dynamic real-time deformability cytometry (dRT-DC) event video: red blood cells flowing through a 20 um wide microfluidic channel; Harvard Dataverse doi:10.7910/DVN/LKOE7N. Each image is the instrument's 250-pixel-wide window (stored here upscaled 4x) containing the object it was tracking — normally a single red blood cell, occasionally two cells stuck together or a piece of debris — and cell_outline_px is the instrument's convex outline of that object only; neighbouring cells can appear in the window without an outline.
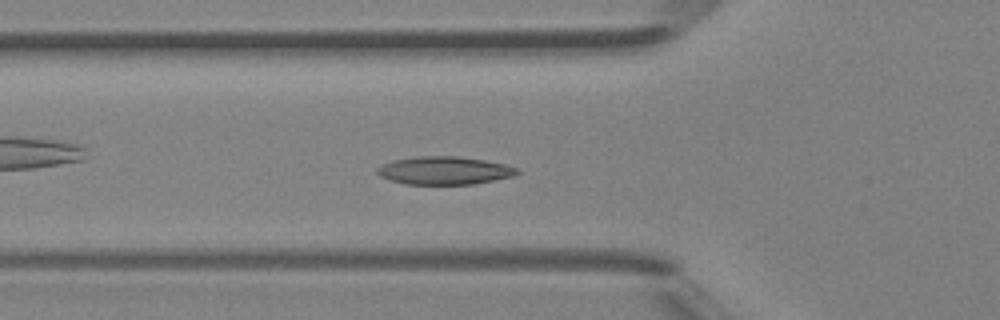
{"species": "Egyptian fruit bat (a non-hibernating species)", "species_latin": "Rousettus aegyptiacus", "temperature_condition": "room temperature", "stored_images_in_passage": 39, "camera_frame_rate_fps": 3000, "um_per_image_px": 0.085, "animal": {"sex": "female"}, "frame": {"image": 1, "passage_image": 16, "time_ms": 5.0, "image_size_px": [1000, 320], "cell_outline_px": [[520, 172], [512, 176], [472, 184], [404, 184], [380, 176], [376, 172], [376, 168], [380, 164], [396, 160], [416, 156], [456, 156], [484, 160], [504, 164], [520, 168]], "centroid_in_image_um": [37.76, 14.49], "position_along_channel_um": 88.0, "area_um2": 22.72}}
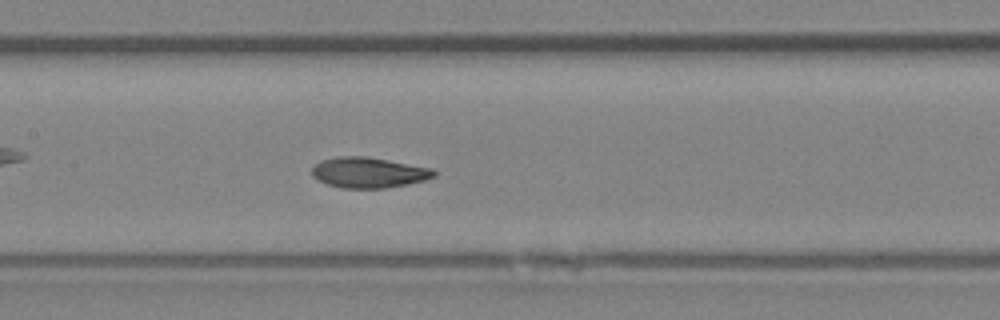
{"frame": {"image": 2, "passage_image": 22, "time_ms": 7.0, "image_size_px": [1000, 320], "cell_outline_px": [[436, 176], [424, 180], [408, 184], [384, 188], [340, 188], [328, 184], [312, 176], [312, 168], [320, 160], [340, 156], [368, 156], [432, 168], [436, 172]], "centroid_in_image_um": [31.34, 14.66], "position_along_channel_um": 176.1, "area_um2": 21.73}}
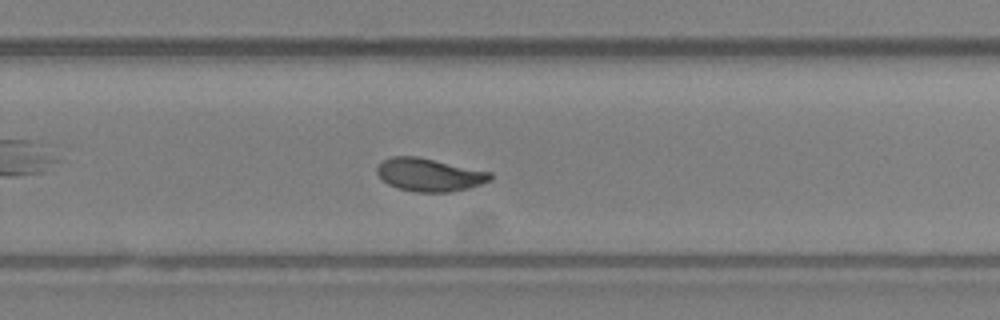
{"frame": {"image": 3, "passage_image": 30, "time_ms": 9.667, "image_size_px": [1000, 320], "cell_outline_px": [[492, 176], [488, 180], [480, 184], [468, 188], [452, 192], [416, 192], [396, 188], [388, 184], [376, 172], [376, 168], [384, 160], [392, 156], [416, 156], [492, 172]], "centroid_in_image_um": [36.48, 14.86], "position_along_channel_um": 293.3, "area_um2": 21.62}, "authors_computed_cell_mechanics": {"area_um2": 22.1952, "velocity_mm_per_s": 4.4082, "shape_relaxation_time_tau1_ms": 3.6429, "shape_relaxation_time_tau2_ms": 1.6259, "deformation_change_tau1": 0.1439, "deformation_change_tau2": 0.0365}}